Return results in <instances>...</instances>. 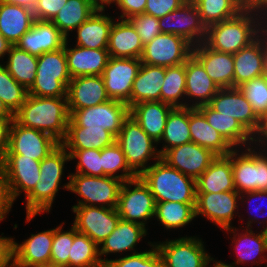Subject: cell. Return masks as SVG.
Returning <instances> with one entry per match:
<instances>
[{"instance_id": "cell-1", "label": "cell", "mask_w": 267, "mask_h": 267, "mask_svg": "<svg viewBox=\"0 0 267 267\" xmlns=\"http://www.w3.org/2000/svg\"><path fill=\"white\" fill-rule=\"evenodd\" d=\"M264 18L246 7L235 17L208 26L204 43L215 51L237 53L264 32Z\"/></svg>"}, {"instance_id": "cell-2", "label": "cell", "mask_w": 267, "mask_h": 267, "mask_svg": "<svg viewBox=\"0 0 267 267\" xmlns=\"http://www.w3.org/2000/svg\"><path fill=\"white\" fill-rule=\"evenodd\" d=\"M14 120L27 128L50 134L60 143L65 139L70 120L67 97L27 96L14 114Z\"/></svg>"}, {"instance_id": "cell-3", "label": "cell", "mask_w": 267, "mask_h": 267, "mask_svg": "<svg viewBox=\"0 0 267 267\" xmlns=\"http://www.w3.org/2000/svg\"><path fill=\"white\" fill-rule=\"evenodd\" d=\"M67 161H71L70 155L61 144L40 161L39 180L34 189L25 197L26 223L40 213L50 212L59 191L62 175H64V165Z\"/></svg>"}, {"instance_id": "cell-4", "label": "cell", "mask_w": 267, "mask_h": 267, "mask_svg": "<svg viewBox=\"0 0 267 267\" xmlns=\"http://www.w3.org/2000/svg\"><path fill=\"white\" fill-rule=\"evenodd\" d=\"M157 202L196 203V180L167 165L162 159L140 176Z\"/></svg>"}, {"instance_id": "cell-5", "label": "cell", "mask_w": 267, "mask_h": 267, "mask_svg": "<svg viewBox=\"0 0 267 267\" xmlns=\"http://www.w3.org/2000/svg\"><path fill=\"white\" fill-rule=\"evenodd\" d=\"M63 189L82 197L75 206L116 208L123 181L112 176H90L71 173Z\"/></svg>"}, {"instance_id": "cell-6", "label": "cell", "mask_w": 267, "mask_h": 267, "mask_svg": "<svg viewBox=\"0 0 267 267\" xmlns=\"http://www.w3.org/2000/svg\"><path fill=\"white\" fill-rule=\"evenodd\" d=\"M71 77L64 47L38 56L36 78L28 94L36 97H67Z\"/></svg>"}, {"instance_id": "cell-7", "label": "cell", "mask_w": 267, "mask_h": 267, "mask_svg": "<svg viewBox=\"0 0 267 267\" xmlns=\"http://www.w3.org/2000/svg\"><path fill=\"white\" fill-rule=\"evenodd\" d=\"M116 143L121 147L129 168L140 176L150 165L147 163L154 158L161 159L157 142L150 138L141 126L129 115L123 122ZM156 143V144H155ZM156 145V146H155Z\"/></svg>"}, {"instance_id": "cell-8", "label": "cell", "mask_w": 267, "mask_h": 267, "mask_svg": "<svg viewBox=\"0 0 267 267\" xmlns=\"http://www.w3.org/2000/svg\"><path fill=\"white\" fill-rule=\"evenodd\" d=\"M260 149L253 145L232 150L233 180L239 194L267 190V148Z\"/></svg>"}, {"instance_id": "cell-9", "label": "cell", "mask_w": 267, "mask_h": 267, "mask_svg": "<svg viewBox=\"0 0 267 267\" xmlns=\"http://www.w3.org/2000/svg\"><path fill=\"white\" fill-rule=\"evenodd\" d=\"M155 208L154 196L139 176L123 182L116 207L121 220L146 227L147 220L155 217Z\"/></svg>"}, {"instance_id": "cell-10", "label": "cell", "mask_w": 267, "mask_h": 267, "mask_svg": "<svg viewBox=\"0 0 267 267\" xmlns=\"http://www.w3.org/2000/svg\"><path fill=\"white\" fill-rule=\"evenodd\" d=\"M129 115V106L126 103L109 100L100 105L73 111L68 127L103 129L117 136Z\"/></svg>"}, {"instance_id": "cell-11", "label": "cell", "mask_w": 267, "mask_h": 267, "mask_svg": "<svg viewBox=\"0 0 267 267\" xmlns=\"http://www.w3.org/2000/svg\"><path fill=\"white\" fill-rule=\"evenodd\" d=\"M162 259V267H206L210 255L204 242L196 236L175 238L155 243Z\"/></svg>"}, {"instance_id": "cell-12", "label": "cell", "mask_w": 267, "mask_h": 267, "mask_svg": "<svg viewBox=\"0 0 267 267\" xmlns=\"http://www.w3.org/2000/svg\"><path fill=\"white\" fill-rule=\"evenodd\" d=\"M193 45L182 36L161 33L144 45L140 58L143 64L170 67L185 63Z\"/></svg>"}, {"instance_id": "cell-13", "label": "cell", "mask_w": 267, "mask_h": 267, "mask_svg": "<svg viewBox=\"0 0 267 267\" xmlns=\"http://www.w3.org/2000/svg\"><path fill=\"white\" fill-rule=\"evenodd\" d=\"M0 160L8 196L13 204L22 192L26 197L34 189L40 177V161L20 154H5Z\"/></svg>"}, {"instance_id": "cell-14", "label": "cell", "mask_w": 267, "mask_h": 267, "mask_svg": "<svg viewBox=\"0 0 267 267\" xmlns=\"http://www.w3.org/2000/svg\"><path fill=\"white\" fill-rule=\"evenodd\" d=\"M208 105L222 115L235 118L254 138L258 135L262 120L238 87L220 88Z\"/></svg>"}, {"instance_id": "cell-15", "label": "cell", "mask_w": 267, "mask_h": 267, "mask_svg": "<svg viewBox=\"0 0 267 267\" xmlns=\"http://www.w3.org/2000/svg\"><path fill=\"white\" fill-rule=\"evenodd\" d=\"M142 65L137 58L109 57L102 79L110 100L126 103L130 108L133 82Z\"/></svg>"}, {"instance_id": "cell-16", "label": "cell", "mask_w": 267, "mask_h": 267, "mask_svg": "<svg viewBox=\"0 0 267 267\" xmlns=\"http://www.w3.org/2000/svg\"><path fill=\"white\" fill-rule=\"evenodd\" d=\"M60 144L50 134L24 127L13 119L10 128L9 149L5 154H20L41 161Z\"/></svg>"}, {"instance_id": "cell-17", "label": "cell", "mask_w": 267, "mask_h": 267, "mask_svg": "<svg viewBox=\"0 0 267 267\" xmlns=\"http://www.w3.org/2000/svg\"><path fill=\"white\" fill-rule=\"evenodd\" d=\"M71 209L76 214L73 222L75 229L86 234L98 246L112 233L121 219L116 208L75 206Z\"/></svg>"}, {"instance_id": "cell-18", "label": "cell", "mask_w": 267, "mask_h": 267, "mask_svg": "<svg viewBox=\"0 0 267 267\" xmlns=\"http://www.w3.org/2000/svg\"><path fill=\"white\" fill-rule=\"evenodd\" d=\"M161 33L176 34L193 46L204 42L206 26L194 2H185L177 10L158 19Z\"/></svg>"}, {"instance_id": "cell-19", "label": "cell", "mask_w": 267, "mask_h": 267, "mask_svg": "<svg viewBox=\"0 0 267 267\" xmlns=\"http://www.w3.org/2000/svg\"><path fill=\"white\" fill-rule=\"evenodd\" d=\"M240 194L234 191L219 193H197L195 216L206 217L222 230L232 227L231 221L239 209Z\"/></svg>"}, {"instance_id": "cell-20", "label": "cell", "mask_w": 267, "mask_h": 267, "mask_svg": "<svg viewBox=\"0 0 267 267\" xmlns=\"http://www.w3.org/2000/svg\"><path fill=\"white\" fill-rule=\"evenodd\" d=\"M217 155L196 143L188 142L170 148L161 159L170 167L195 180L209 167Z\"/></svg>"}, {"instance_id": "cell-21", "label": "cell", "mask_w": 267, "mask_h": 267, "mask_svg": "<svg viewBox=\"0 0 267 267\" xmlns=\"http://www.w3.org/2000/svg\"><path fill=\"white\" fill-rule=\"evenodd\" d=\"M234 87L267 74L266 32L249 46L233 54Z\"/></svg>"}, {"instance_id": "cell-22", "label": "cell", "mask_w": 267, "mask_h": 267, "mask_svg": "<svg viewBox=\"0 0 267 267\" xmlns=\"http://www.w3.org/2000/svg\"><path fill=\"white\" fill-rule=\"evenodd\" d=\"M102 76L71 78L67 87L69 114L73 111L100 105L109 101Z\"/></svg>"}, {"instance_id": "cell-23", "label": "cell", "mask_w": 267, "mask_h": 267, "mask_svg": "<svg viewBox=\"0 0 267 267\" xmlns=\"http://www.w3.org/2000/svg\"><path fill=\"white\" fill-rule=\"evenodd\" d=\"M192 55L219 88L234 87V59L232 53L215 51L204 42L194 45Z\"/></svg>"}, {"instance_id": "cell-24", "label": "cell", "mask_w": 267, "mask_h": 267, "mask_svg": "<svg viewBox=\"0 0 267 267\" xmlns=\"http://www.w3.org/2000/svg\"><path fill=\"white\" fill-rule=\"evenodd\" d=\"M66 39L51 21L35 20L16 46L38 57L63 48Z\"/></svg>"}, {"instance_id": "cell-25", "label": "cell", "mask_w": 267, "mask_h": 267, "mask_svg": "<svg viewBox=\"0 0 267 267\" xmlns=\"http://www.w3.org/2000/svg\"><path fill=\"white\" fill-rule=\"evenodd\" d=\"M54 228L31 234L21 244L11 238L12 259L26 267L50 265Z\"/></svg>"}, {"instance_id": "cell-26", "label": "cell", "mask_w": 267, "mask_h": 267, "mask_svg": "<svg viewBox=\"0 0 267 267\" xmlns=\"http://www.w3.org/2000/svg\"><path fill=\"white\" fill-rule=\"evenodd\" d=\"M67 45L68 39L65 41L64 50L71 78L103 74L110 57L107 49H89L76 45L69 48Z\"/></svg>"}, {"instance_id": "cell-27", "label": "cell", "mask_w": 267, "mask_h": 267, "mask_svg": "<svg viewBox=\"0 0 267 267\" xmlns=\"http://www.w3.org/2000/svg\"><path fill=\"white\" fill-rule=\"evenodd\" d=\"M253 221L255 223L258 220L256 219V217H254L253 219L252 217L248 218V221L246 223L247 228L245 229L246 231L244 234L239 232L236 233L237 231H239V229L233 226L224 229L225 231H229L230 233L234 234L232 237V240L234 241H232V245L235 244L233 250H235V253L237 254L236 261L233 262L235 265L246 264V261L249 262L250 260L255 265L256 263L257 265H259L258 263L265 262L266 260V254L264 253L267 252V239L263 230L258 234L254 233L251 227ZM256 257L258 259V262L255 260Z\"/></svg>"}, {"instance_id": "cell-28", "label": "cell", "mask_w": 267, "mask_h": 267, "mask_svg": "<svg viewBox=\"0 0 267 267\" xmlns=\"http://www.w3.org/2000/svg\"><path fill=\"white\" fill-rule=\"evenodd\" d=\"M186 96L191 108L208 105L220 88L205 72L202 64L191 55L185 62ZM193 98V99H192ZM194 100V101H193ZM196 100V101H195Z\"/></svg>"}, {"instance_id": "cell-29", "label": "cell", "mask_w": 267, "mask_h": 267, "mask_svg": "<svg viewBox=\"0 0 267 267\" xmlns=\"http://www.w3.org/2000/svg\"><path fill=\"white\" fill-rule=\"evenodd\" d=\"M144 45L128 19L114 21L110 30L107 50L113 58L140 59Z\"/></svg>"}, {"instance_id": "cell-30", "label": "cell", "mask_w": 267, "mask_h": 267, "mask_svg": "<svg viewBox=\"0 0 267 267\" xmlns=\"http://www.w3.org/2000/svg\"><path fill=\"white\" fill-rule=\"evenodd\" d=\"M172 108L161 101L139 102L129 108V114L158 144L161 143L166 121Z\"/></svg>"}, {"instance_id": "cell-31", "label": "cell", "mask_w": 267, "mask_h": 267, "mask_svg": "<svg viewBox=\"0 0 267 267\" xmlns=\"http://www.w3.org/2000/svg\"><path fill=\"white\" fill-rule=\"evenodd\" d=\"M197 193H219L236 190L233 180L232 151L227 156H217L196 179Z\"/></svg>"}, {"instance_id": "cell-32", "label": "cell", "mask_w": 267, "mask_h": 267, "mask_svg": "<svg viewBox=\"0 0 267 267\" xmlns=\"http://www.w3.org/2000/svg\"><path fill=\"white\" fill-rule=\"evenodd\" d=\"M146 227L124 220H119L116 228L112 233L99 245V255L103 262L102 256L110 253H123L131 251V254L138 253L135 250L136 244L147 235Z\"/></svg>"}, {"instance_id": "cell-33", "label": "cell", "mask_w": 267, "mask_h": 267, "mask_svg": "<svg viewBox=\"0 0 267 267\" xmlns=\"http://www.w3.org/2000/svg\"><path fill=\"white\" fill-rule=\"evenodd\" d=\"M189 129L191 141L217 156H227L234 148L213 129L198 108L189 107Z\"/></svg>"}, {"instance_id": "cell-34", "label": "cell", "mask_w": 267, "mask_h": 267, "mask_svg": "<svg viewBox=\"0 0 267 267\" xmlns=\"http://www.w3.org/2000/svg\"><path fill=\"white\" fill-rule=\"evenodd\" d=\"M35 21L29 8L0 2V33L11 44L16 45Z\"/></svg>"}, {"instance_id": "cell-35", "label": "cell", "mask_w": 267, "mask_h": 267, "mask_svg": "<svg viewBox=\"0 0 267 267\" xmlns=\"http://www.w3.org/2000/svg\"><path fill=\"white\" fill-rule=\"evenodd\" d=\"M114 19V17L107 16L105 10H96L76 29V46L89 49H107Z\"/></svg>"}, {"instance_id": "cell-36", "label": "cell", "mask_w": 267, "mask_h": 267, "mask_svg": "<svg viewBox=\"0 0 267 267\" xmlns=\"http://www.w3.org/2000/svg\"><path fill=\"white\" fill-rule=\"evenodd\" d=\"M198 109L204 114L209 125L219 132L234 149L255 145V138L235 118L222 115L209 105L199 106Z\"/></svg>"}, {"instance_id": "cell-37", "label": "cell", "mask_w": 267, "mask_h": 267, "mask_svg": "<svg viewBox=\"0 0 267 267\" xmlns=\"http://www.w3.org/2000/svg\"><path fill=\"white\" fill-rule=\"evenodd\" d=\"M166 67L141 65L133 82L130 107L139 102L160 101V92L164 83Z\"/></svg>"}, {"instance_id": "cell-38", "label": "cell", "mask_w": 267, "mask_h": 267, "mask_svg": "<svg viewBox=\"0 0 267 267\" xmlns=\"http://www.w3.org/2000/svg\"><path fill=\"white\" fill-rule=\"evenodd\" d=\"M116 142V136L103 129L67 127V134L61 145L66 150L98 149L111 146Z\"/></svg>"}, {"instance_id": "cell-39", "label": "cell", "mask_w": 267, "mask_h": 267, "mask_svg": "<svg viewBox=\"0 0 267 267\" xmlns=\"http://www.w3.org/2000/svg\"><path fill=\"white\" fill-rule=\"evenodd\" d=\"M160 155L172 147L191 142L189 129V107H174L169 112L163 135Z\"/></svg>"}, {"instance_id": "cell-40", "label": "cell", "mask_w": 267, "mask_h": 267, "mask_svg": "<svg viewBox=\"0 0 267 267\" xmlns=\"http://www.w3.org/2000/svg\"><path fill=\"white\" fill-rule=\"evenodd\" d=\"M96 10L90 0H68L51 22L68 39L69 32L77 29Z\"/></svg>"}, {"instance_id": "cell-41", "label": "cell", "mask_w": 267, "mask_h": 267, "mask_svg": "<svg viewBox=\"0 0 267 267\" xmlns=\"http://www.w3.org/2000/svg\"><path fill=\"white\" fill-rule=\"evenodd\" d=\"M206 28L237 16L246 8L244 0H194Z\"/></svg>"}, {"instance_id": "cell-42", "label": "cell", "mask_w": 267, "mask_h": 267, "mask_svg": "<svg viewBox=\"0 0 267 267\" xmlns=\"http://www.w3.org/2000/svg\"><path fill=\"white\" fill-rule=\"evenodd\" d=\"M7 55L6 69L19 84L28 90L36 78L38 57L29 54L16 45L10 46Z\"/></svg>"}, {"instance_id": "cell-43", "label": "cell", "mask_w": 267, "mask_h": 267, "mask_svg": "<svg viewBox=\"0 0 267 267\" xmlns=\"http://www.w3.org/2000/svg\"><path fill=\"white\" fill-rule=\"evenodd\" d=\"M164 83L160 92V101L174 107H190L186 96L185 63L166 67ZM184 96V97H183ZM183 99L182 101H180ZM186 100L184 103L183 101ZM187 103V104H186Z\"/></svg>"}, {"instance_id": "cell-44", "label": "cell", "mask_w": 267, "mask_h": 267, "mask_svg": "<svg viewBox=\"0 0 267 267\" xmlns=\"http://www.w3.org/2000/svg\"><path fill=\"white\" fill-rule=\"evenodd\" d=\"M196 203L157 202L155 218L167 229H178L192 222L195 216Z\"/></svg>"}, {"instance_id": "cell-45", "label": "cell", "mask_w": 267, "mask_h": 267, "mask_svg": "<svg viewBox=\"0 0 267 267\" xmlns=\"http://www.w3.org/2000/svg\"><path fill=\"white\" fill-rule=\"evenodd\" d=\"M69 267H104L99 246L73 226V243L69 252Z\"/></svg>"}, {"instance_id": "cell-46", "label": "cell", "mask_w": 267, "mask_h": 267, "mask_svg": "<svg viewBox=\"0 0 267 267\" xmlns=\"http://www.w3.org/2000/svg\"><path fill=\"white\" fill-rule=\"evenodd\" d=\"M101 158L103 176H112L122 180L123 182L138 177L129 168L125 155L122 152L121 147L116 142L113 145L105 147L101 150Z\"/></svg>"}, {"instance_id": "cell-47", "label": "cell", "mask_w": 267, "mask_h": 267, "mask_svg": "<svg viewBox=\"0 0 267 267\" xmlns=\"http://www.w3.org/2000/svg\"><path fill=\"white\" fill-rule=\"evenodd\" d=\"M0 63V99L14 115L25 102L28 90L19 84Z\"/></svg>"}, {"instance_id": "cell-48", "label": "cell", "mask_w": 267, "mask_h": 267, "mask_svg": "<svg viewBox=\"0 0 267 267\" xmlns=\"http://www.w3.org/2000/svg\"><path fill=\"white\" fill-rule=\"evenodd\" d=\"M151 250L128 254L117 259H103L104 267H162V259L153 242H148Z\"/></svg>"}, {"instance_id": "cell-49", "label": "cell", "mask_w": 267, "mask_h": 267, "mask_svg": "<svg viewBox=\"0 0 267 267\" xmlns=\"http://www.w3.org/2000/svg\"><path fill=\"white\" fill-rule=\"evenodd\" d=\"M238 88L243 92L256 115L263 120L267 115V74L247 81Z\"/></svg>"}, {"instance_id": "cell-50", "label": "cell", "mask_w": 267, "mask_h": 267, "mask_svg": "<svg viewBox=\"0 0 267 267\" xmlns=\"http://www.w3.org/2000/svg\"><path fill=\"white\" fill-rule=\"evenodd\" d=\"M63 224L54 229L50 265L69 267V252L73 243V225L66 232Z\"/></svg>"}, {"instance_id": "cell-51", "label": "cell", "mask_w": 267, "mask_h": 267, "mask_svg": "<svg viewBox=\"0 0 267 267\" xmlns=\"http://www.w3.org/2000/svg\"><path fill=\"white\" fill-rule=\"evenodd\" d=\"M70 160H78L76 172L82 175L103 176L101 150H66Z\"/></svg>"}, {"instance_id": "cell-52", "label": "cell", "mask_w": 267, "mask_h": 267, "mask_svg": "<svg viewBox=\"0 0 267 267\" xmlns=\"http://www.w3.org/2000/svg\"><path fill=\"white\" fill-rule=\"evenodd\" d=\"M128 20L136 29L143 45L148 44L157 35L161 34L158 18L154 16L143 13L132 15Z\"/></svg>"}, {"instance_id": "cell-53", "label": "cell", "mask_w": 267, "mask_h": 267, "mask_svg": "<svg viewBox=\"0 0 267 267\" xmlns=\"http://www.w3.org/2000/svg\"><path fill=\"white\" fill-rule=\"evenodd\" d=\"M68 0H36L33 8L35 20L51 21Z\"/></svg>"}, {"instance_id": "cell-54", "label": "cell", "mask_w": 267, "mask_h": 267, "mask_svg": "<svg viewBox=\"0 0 267 267\" xmlns=\"http://www.w3.org/2000/svg\"><path fill=\"white\" fill-rule=\"evenodd\" d=\"M145 14L161 18L170 12L177 10L185 0H146Z\"/></svg>"}, {"instance_id": "cell-55", "label": "cell", "mask_w": 267, "mask_h": 267, "mask_svg": "<svg viewBox=\"0 0 267 267\" xmlns=\"http://www.w3.org/2000/svg\"><path fill=\"white\" fill-rule=\"evenodd\" d=\"M146 0H118L117 8L121 10L119 19H128L132 15L143 14L145 11Z\"/></svg>"}, {"instance_id": "cell-56", "label": "cell", "mask_w": 267, "mask_h": 267, "mask_svg": "<svg viewBox=\"0 0 267 267\" xmlns=\"http://www.w3.org/2000/svg\"><path fill=\"white\" fill-rule=\"evenodd\" d=\"M12 205L7 192L4 167L0 160V222L11 211Z\"/></svg>"}, {"instance_id": "cell-57", "label": "cell", "mask_w": 267, "mask_h": 267, "mask_svg": "<svg viewBox=\"0 0 267 267\" xmlns=\"http://www.w3.org/2000/svg\"><path fill=\"white\" fill-rule=\"evenodd\" d=\"M14 118H0V159L9 149L10 128Z\"/></svg>"}, {"instance_id": "cell-58", "label": "cell", "mask_w": 267, "mask_h": 267, "mask_svg": "<svg viewBox=\"0 0 267 267\" xmlns=\"http://www.w3.org/2000/svg\"><path fill=\"white\" fill-rule=\"evenodd\" d=\"M12 260L11 237L0 236V267H6Z\"/></svg>"}, {"instance_id": "cell-59", "label": "cell", "mask_w": 267, "mask_h": 267, "mask_svg": "<svg viewBox=\"0 0 267 267\" xmlns=\"http://www.w3.org/2000/svg\"><path fill=\"white\" fill-rule=\"evenodd\" d=\"M242 194H244V195H242ZM242 194H240V200H241V202H245L246 199L249 201L251 199H257V198L258 199H262V198H266L267 197V190H258V191H253V192H245V193H242ZM257 204H259V206L256 205V207L254 208V210L257 211V212H260V211L262 212V207H260V203L258 202Z\"/></svg>"}, {"instance_id": "cell-60", "label": "cell", "mask_w": 267, "mask_h": 267, "mask_svg": "<svg viewBox=\"0 0 267 267\" xmlns=\"http://www.w3.org/2000/svg\"><path fill=\"white\" fill-rule=\"evenodd\" d=\"M255 145L267 148V115L262 120L261 129L255 138Z\"/></svg>"}, {"instance_id": "cell-61", "label": "cell", "mask_w": 267, "mask_h": 267, "mask_svg": "<svg viewBox=\"0 0 267 267\" xmlns=\"http://www.w3.org/2000/svg\"><path fill=\"white\" fill-rule=\"evenodd\" d=\"M246 7L254 9L263 16L267 15V0H247Z\"/></svg>"}, {"instance_id": "cell-62", "label": "cell", "mask_w": 267, "mask_h": 267, "mask_svg": "<svg viewBox=\"0 0 267 267\" xmlns=\"http://www.w3.org/2000/svg\"><path fill=\"white\" fill-rule=\"evenodd\" d=\"M91 4L97 9V10H105L107 6H110V4H117L118 0H90ZM107 5V6H105Z\"/></svg>"}, {"instance_id": "cell-63", "label": "cell", "mask_w": 267, "mask_h": 267, "mask_svg": "<svg viewBox=\"0 0 267 267\" xmlns=\"http://www.w3.org/2000/svg\"><path fill=\"white\" fill-rule=\"evenodd\" d=\"M3 2L23 6L33 10L36 0H3Z\"/></svg>"}, {"instance_id": "cell-64", "label": "cell", "mask_w": 267, "mask_h": 267, "mask_svg": "<svg viewBox=\"0 0 267 267\" xmlns=\"http://www.w3.org/2000/svg\"><path fill=\"white\" fill-rule=\"evenodd\" d=\"M10 46L11 44L0 33V59L9 52Z\"/></svg>"}, {"instance_id": "cell-65", "label": "cell", "mask_w": 267, "mask_h": 267, "mask_svg": "<svg viewBox=\"0 0 267 267\" xmlns=\"http://www.w3.org/2000/svg\"><path fill=\"white\" fill-rule=\"evenodd\" d=\"M0 118H14V115L7 109L3 101L0 99Z\"/></svg>"}, {"instance_id": "cell-66", "label": "cell", "mask_w": 267, "mask_h": 267, "mask_svg": "<svg viewBox=\"0 0 267 267\" xmlns=\"http://www.w3.org/2000/svg\"><path fill=\"white\" fill-rule=\"evenodd\" d=\"M215 259L214 258H212L211 256H210V258H209V260H208V262H207V266L206 267H209V266H211V265H209V263L211 262V261H213V265L211 266V267H235L236 265L234 264V263H231V264H227V263H225V262H222V261H214ZM237 267V266H236Z\"/></svg>"}, {"instance_id": "cell-67", "label": "cell", "mask_w": 267, "mask_h": 267, "mask_svg": "<svg viewBox=\"0 0 267 267\" xmlns=\"http://www.w3.org/2000/svg\"><path fill=\"white\" fill-rule=\"evenodd\" d=\"M6 267H26L16 263L13 259L7 264Z\"/></svg>"}, {"instance_id": "cell-68", "label": "cell", "mask_w": 267, "mask_h": 267, "mask_svg": "<svg viewBox=\"0 0 267 267\" xmlns=\"http://www.w3.org/2000/svg\"><path fill=\"white\" fill-rule=\"evenodd\" d=\"M264 20H265V21H264V22H265V23H264V27H265V28H264V31L267 33V15L265 16Z\"/></svg>"}, {"instance_id": "cell-69", "label": "cell", "mask_w": 267, "mask_h": 267, "mask_svg": "<svg viewBox=\"0 0 267 267\" xmlns=\"http://www.w3.org/2000/svg\"><path fill=\"white\" fill-rule=\"evenodd\" d=\"M266 220H267V218H266ZM266 223H267V221H266ZM263 231H264L265 237L267 239V224H266V227L263 228Z\"/></svg>"}, {"instance_id": "cell-70", "label": "cell", "mask_w": 267, "mask_h": 267, "mask_svg": "<svg viewBox=\"0 0 267 267\" xmlns=\"http://www.w3.org/2000/svg\"><path fill=\"white\" fill-rule=\"evenodd\" d=\"M35 267H60V266L43 265V266H35Z\"/></svg>"}, {"instance_id": "cell-71", "label": "cell", "mask_w": 267, "mask_h": 267, "mask_svg": "<svg viewBox=\"0 0 267 267\" xmlns=\"http://www.w3.org/2000/svg\"><path fill=\"white\" fill-rule=\"evenodd\" d=\"M266 51H267V33H266Z\"/></svg>"}, {"instance_id": "cell-72", "label": "cell", "mask_w": 267, "mask_h": 267, "mask_svg": "<svg viewBox=\"0 0 267 267\" xmlns=\"http://www.w3.org/2000/svg\"><path fill=\"white\" fill-rule=\"evenodd\" d=\"M186 2H193L194 0H185Z\"/></svg>"}]
</instances>
